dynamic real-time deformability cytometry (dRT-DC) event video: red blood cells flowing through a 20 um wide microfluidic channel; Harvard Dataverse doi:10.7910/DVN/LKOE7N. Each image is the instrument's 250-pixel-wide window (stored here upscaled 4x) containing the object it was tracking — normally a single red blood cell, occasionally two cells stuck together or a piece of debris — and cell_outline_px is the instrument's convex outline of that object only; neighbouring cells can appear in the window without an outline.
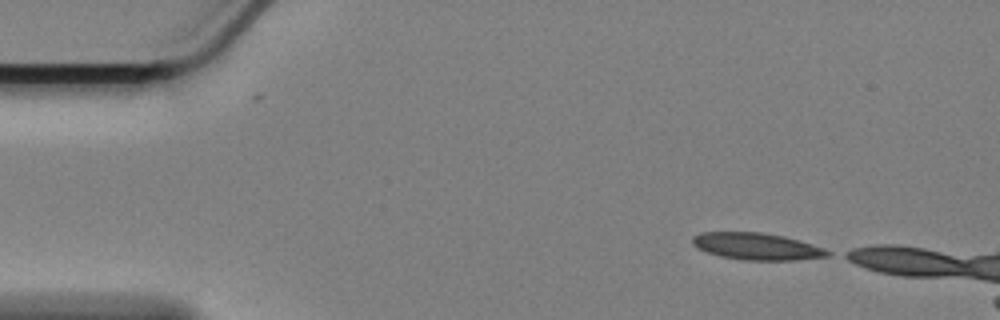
{"species": "Egyptian fruit bat (a non-hibernating species)", "species_latin": "Rousettus aegyptiacus", "temperature_condition": "cold", "stored_images_in_passage": 11, "camera_frame_rate_fps": 3000, "um_per_image_px": 0.085, "animal": {"sex": "female"}, "frame": {"image": 1, "passage_image": 1, "time_ms": 0.0, "image_size_px": [1000, 320], "cell_outline_px": [[832, 256], [796, 260], [744, 260], [720, 256], [696, 248], [692, 244], [692, 236], [700, 232], [760, 232], [784, 236], [800, 240], [824, 248], [832, 252]], "centroid_in_image_um": [64.34, 20.94], "position_along_channel_um": 20.7, "area_um2": 21.39}}